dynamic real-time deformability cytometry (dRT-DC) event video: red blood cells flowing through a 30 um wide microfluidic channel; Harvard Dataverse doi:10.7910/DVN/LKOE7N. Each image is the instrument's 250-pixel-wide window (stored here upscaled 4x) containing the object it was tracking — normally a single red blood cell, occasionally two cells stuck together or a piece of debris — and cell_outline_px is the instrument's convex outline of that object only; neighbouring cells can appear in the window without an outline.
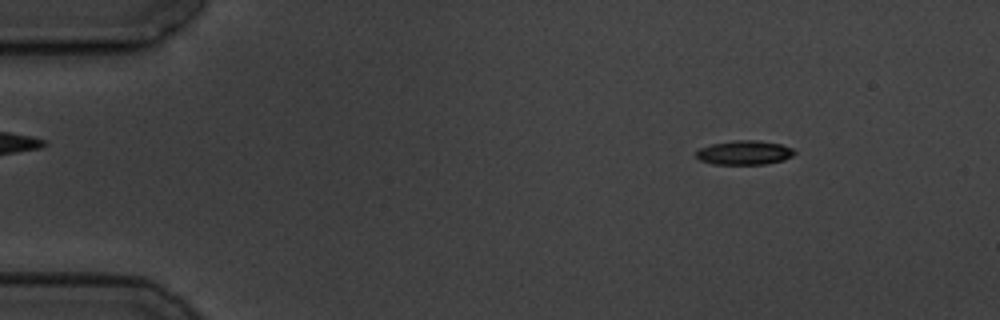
{"species": "common noctule bat (a hibernating species)", "species_latin": "Nyctalus noctula", "temperature_condition": "cold", "stored_images_in_passage": 4, "camera_frame_rate_fps": 3000, "um_per_image_px": 0.085, "animal": {"sex": "male", "body_mass_g": 19.5, "forearm_length_mm": 54.6}, "frame": {"image": 1, "passage_image": 2, "time_ms": 1.0, "image_size_px": [1000, 320], "cell_outline_px": [[796, 152], [792, 156], [784, 160], [764, 164], [712, 164], [700, 160], [696, 156], [696, 152], [700, 148], [712, 144], [732, 140], [756, 140], [780, 144], [792, 148]], "centroid_in_image_um": [63.27, 12.97], "position_along_channel_um": 21.7, "area_um2": 13.81}}